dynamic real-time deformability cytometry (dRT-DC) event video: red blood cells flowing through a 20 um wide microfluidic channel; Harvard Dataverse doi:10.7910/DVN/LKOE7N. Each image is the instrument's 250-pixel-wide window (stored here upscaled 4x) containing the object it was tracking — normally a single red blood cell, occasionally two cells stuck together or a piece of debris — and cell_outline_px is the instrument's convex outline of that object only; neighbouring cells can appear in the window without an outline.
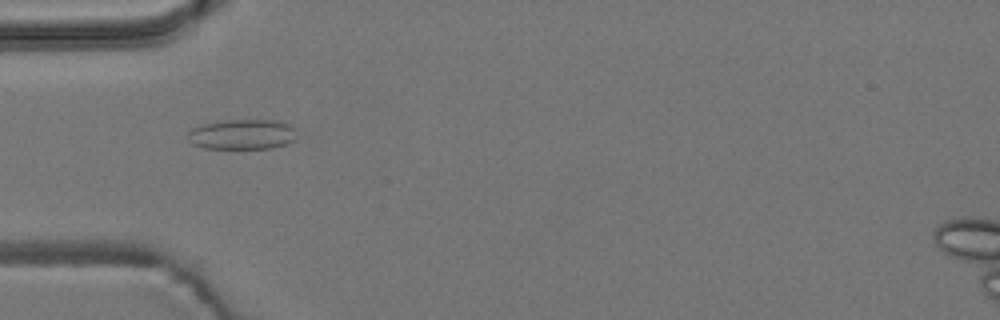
{"species": "common noctule bat (a hibernating species)", "species_latin": "Nyctalus noctula", "temperature_condition": "room temperature", "stored_images_in_passage": 9, "camera_frame_rate_fps": 3000, "um_per_image_px": 0.085, "animal": {"sex": "male", "body_mass_g": 19.2, "forearm_length_mm": 51.8}, "frame": {"image": 1, "passage_image": 4, "time_ms": 4.667, "image_size_px": [1000, 320], "cell_outline_px": [[296, 140], [272, 148], [204, 148], [192, 144], [188, 140], [188, 132], [192, 128], [204, 124], [224, 120], [276, 120], [288, 124], [292, 128]], "centroid_in_image_um": [20.55, 11.42], "position_along_channel_um": 64.4, "area_um2": 18.96}}
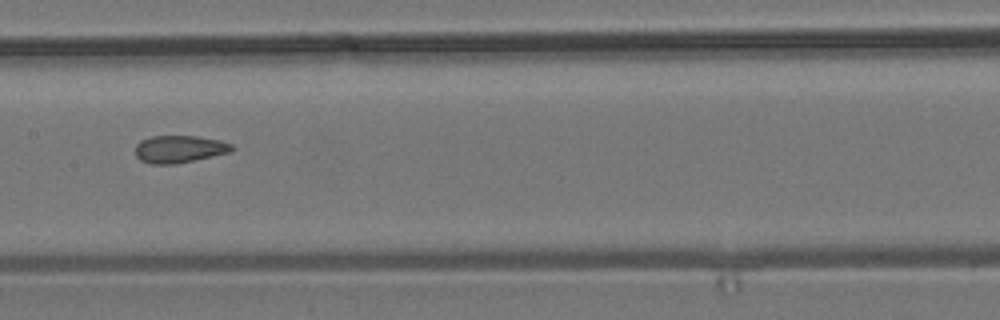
{"frame": {"image": 2, "passage_image": 7, "time_ms": 8.0, "image_size_px": [1000, 320], "cell_outline_px": [[236, 148], [232, 152], [196, 160], [176, 164], [152, 164], [140, 160], [136, 156], [136, 144], [140, 140], [152, 136], [196, 136], [220, 140], [232, 144]], "centroid_in_image_um": [15.28, 12.67], "position_along_channel_um": 192.1, "area_um2": 15.61}}
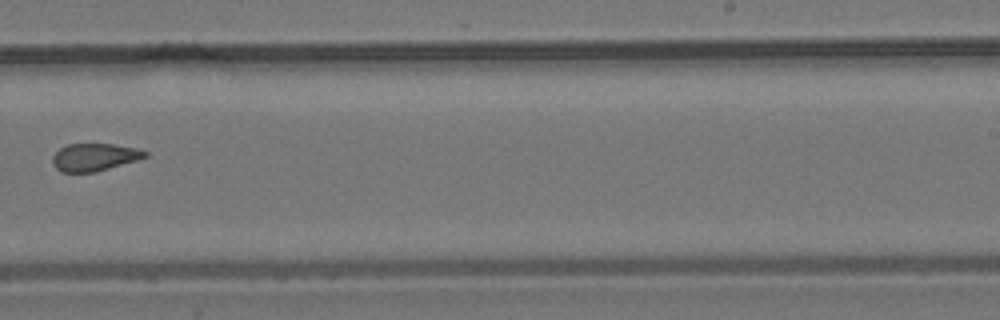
{"frame": {"image": 3, "passage_image": 9, "time_ms": 10.333, "image_size_px": [1000, 320], "cell_outline_px": [[148, 156], [136, 160], [96, 172], [60, 172], [52, 164], [52, 156], [60, 148], [68, 144], [116, 144], [140, 148], [148, 152]], "centroid_in_image_um": [8.04, 13.35], "position_along_channel_um": 281.0, "area_um2": 14.97}}